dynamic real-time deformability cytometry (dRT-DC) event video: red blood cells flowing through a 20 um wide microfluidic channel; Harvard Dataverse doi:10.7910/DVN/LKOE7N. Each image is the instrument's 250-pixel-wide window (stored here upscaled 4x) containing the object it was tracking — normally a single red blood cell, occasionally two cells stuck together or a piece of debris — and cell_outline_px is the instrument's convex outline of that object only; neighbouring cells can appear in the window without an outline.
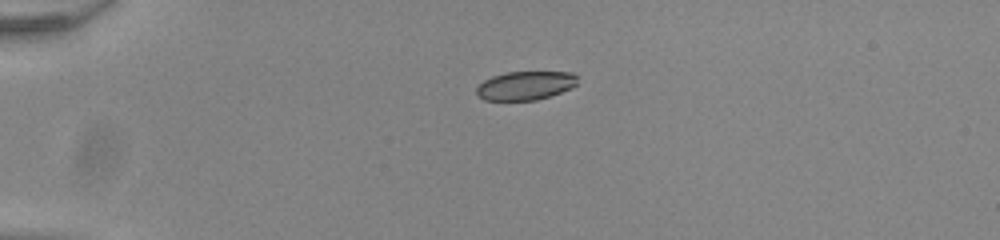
{"species": "common noctule bat (a hibernating species)", "species_latin": "Nyctalus noctula", "temperature_condition": "room temperature", "stored_images_in_passage": 41, "camera_frame_rate_fps": 3000, "um_per_image_px": 0.085, "animal": {"sex": "male", "body_mass_g": 20.0, "forearm_length_mm": 53.3}, "frame": {"image": 1, "passage_image": 1, "time_ms": 0.0, "image_size_px": [1000, 240], "cell_outline_px": [[576, 84], [572, 88], [536, 100], [484, 100], [476, 92], [476, 88], [484, 80], [492, 76], [508, 72], [572, 72], [576, 76]], "centroid_in_image_um": [44.65, 7.27], "position_along_channel_um": 40.4, "area_um2": 16.7}}
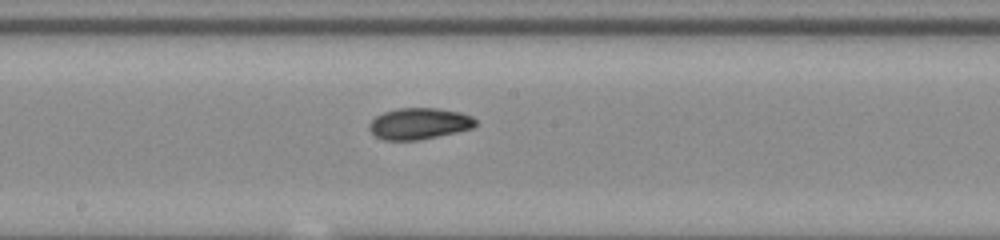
{"frame": {"image": 2, "passage_image": 18, "time_ms": 5.667, "image_size_px": [1000, 240], "cell_outline_px": [[476, 124], [472, 128], [456, 132], [420, 140], [384, 140], [376, 136], [368, 128], [368, 124], [376, 116], [384, 112], [400, 108], [436, 108], [460, 112], [472, 116], [476, 120]], "centroid_in_image_um": [35.62, 10.51], "position_along_channel_um": 212.6, "area_um2": 19.36}}
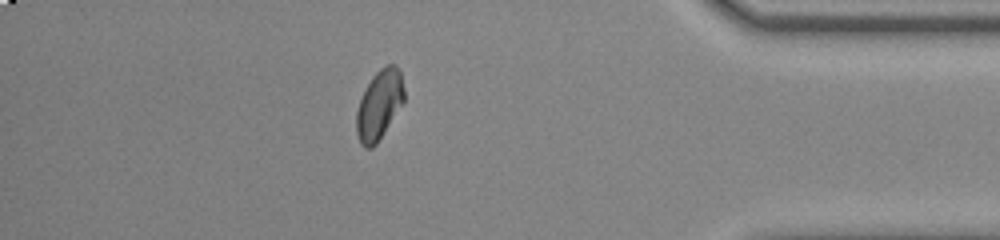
{"frame": {"image": 3, "passage_image": 35, "time_ms": 11.333, "image_size_px": [1000, 240], "cell_outline_px": [[404, 100], [376, 144], [372, 148], [364, 148], [360, 144], [356, 132], [356, 112], [360, 100], [372, 76], [380, 68], [388, 64], [396, 64], [400, 72], [404, 88]], "centroid_in_image_um": [32.22, 8.9], "position_along_channel_um": 403.0, "area_um2": 19.02}, "authors_computed_cell_mechanics": {"area_um2": 19.0162, "velocity_mm_per_s": 3.8969, "shape_relaxation_time_tau1_ms": 3.8764, "shape_relaxation_time_tau2_ms": 4.7094, "deformation_change_tau1": 0.102, "deformation_change_tau2": 0.071}}